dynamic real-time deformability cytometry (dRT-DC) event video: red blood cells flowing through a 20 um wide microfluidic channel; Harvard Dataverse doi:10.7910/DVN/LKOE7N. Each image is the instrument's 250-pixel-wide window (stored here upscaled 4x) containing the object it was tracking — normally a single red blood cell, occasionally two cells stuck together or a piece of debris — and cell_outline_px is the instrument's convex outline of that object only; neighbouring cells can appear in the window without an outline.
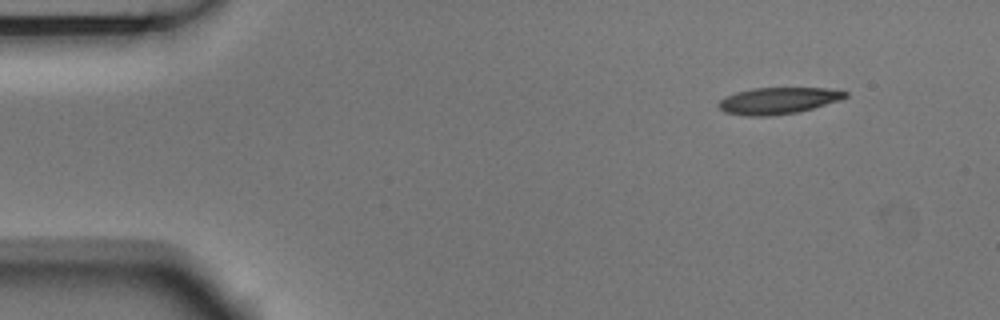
{"species": "Egyptian fruit bat (a non-hibernating species)", "species_latin": "Rousettus aegyptiacus", "temperature_condition": "room temperature", "stored_images_in_passage": 5, "camera_frame_rate_fps": 3000, "um_per_image_px": 0.085, "animal": {"sex": "male"}, "frame": {"image": 1, "passage_image": 1, "time_ms": 0.0, "image_size_px": [1000, 320], "cell_outline_px": [[848, 96], [840, 100], [812, 108], [796, 112], [768, 116], [744, 116], [724, 112], [716, 104], [724, 96], [736, 92], [752, 88], [828, 88], [848, 92]], "centroid_in_image_um": [66.1, 8.55], "position_along_channel_um": 18.9, "area_um2": 19.65}}
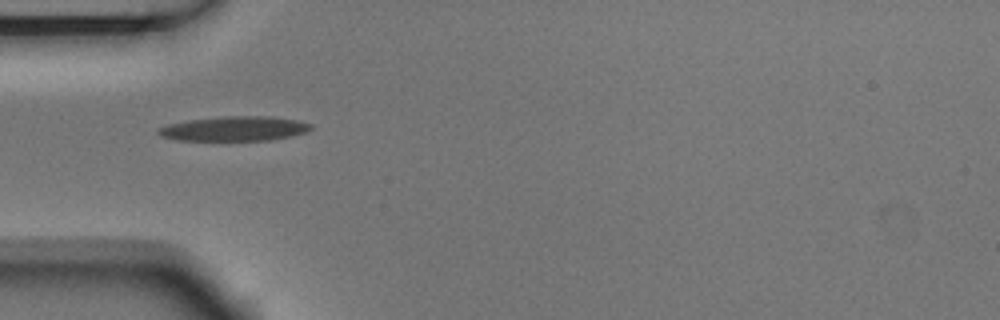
{"frame": {"image": 2, "passage_image": 4, "time_ms": 1.0, "image_size_px": [1000, 320], "cell_outline_px": [[312, 128], [304, 132], [292, 136], [272, 140], [176, 140], [160, 136], [156, 132], [156, 128], [168, 124], [188, 120], [224, 116], [272, 116], [296, 120], [312, 124]], "centroid_in_image_um": [19.89, 10.93], "position_along_channel_um": 65.1, "area_um2": 21.96}}
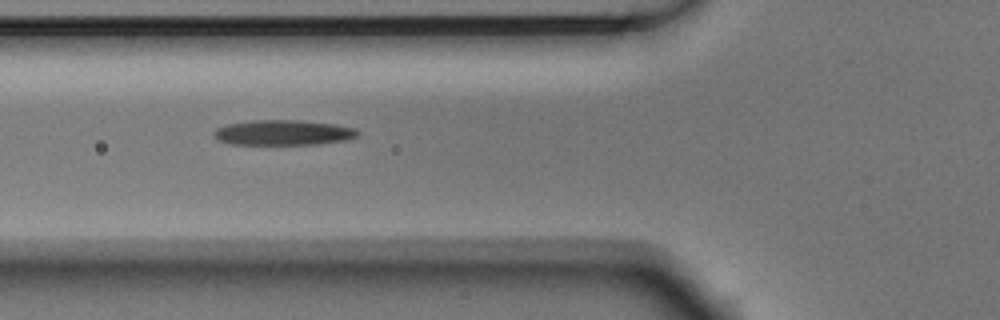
{"frame": {"image": 3, "passage_image": 5, "time_ms": 1.333, "image_size_px": [1000, 320], "cell_outline_px": [[360, 136], [344, 140], [316, 144], [232, 144], [220, 140], [212, 132], [216, 128], [228, 124], [252, 120], [300, 120], [336, 124], [356, 128], [360, 132]], "centroid_in_image_um": [24.13, 11.26], "position_along_channel_um": 101.7, "area_um2": 21.1}}